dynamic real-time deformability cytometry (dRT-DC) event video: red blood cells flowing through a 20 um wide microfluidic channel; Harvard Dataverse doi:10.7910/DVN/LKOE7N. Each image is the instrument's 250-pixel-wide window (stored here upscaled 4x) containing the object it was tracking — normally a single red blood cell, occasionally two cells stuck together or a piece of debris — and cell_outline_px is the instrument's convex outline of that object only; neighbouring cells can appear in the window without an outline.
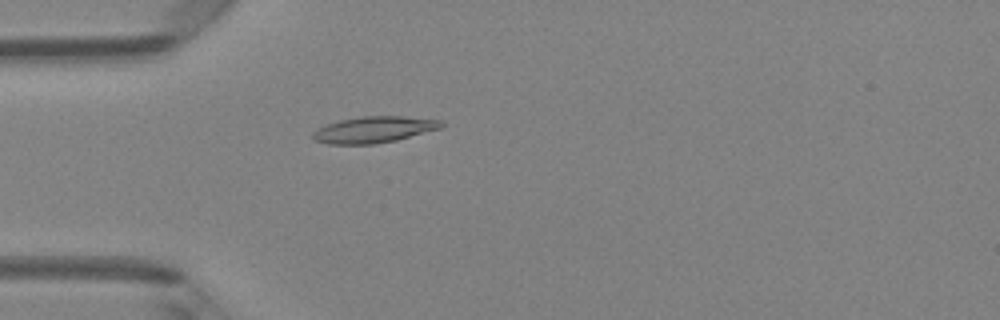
{"species": "Egyptian fruit bat (a non-hibernating species)", "species_latin": "Rousettus aegyptiacus", "temperature_condition": "room temperature", "stored_images_in_passage": 50, "camera_frame_rate_fps": 3000, "um_per_image_px": 0.085, "animal": {"sex": "female"}, "frame": {"image": 1, "passage_image": 15, "time_ms": 4.667, "image_size_px": [1000, 320], "cell_outline_px": [[444, 124], [440, 128], [396, 140], [376, 144], [328, 144], [316, 140], [312, 136], [312, 132], [328, 124], [340, 120], [360, 116], [400, 116], [440, 120]], "centroid_in_image_um": [31.77, 11.02], "position_along_channel_um": 53.2, "area_um2": 19.42}}
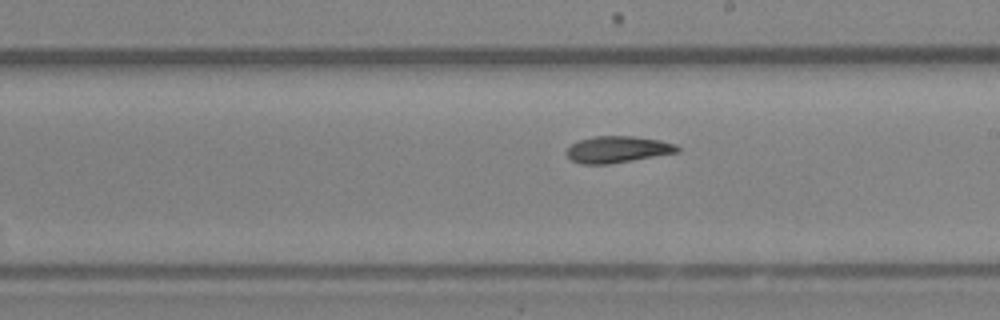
{"frame": {"image": 2, "passage_image": 29, "time_ms": 9.333, "image_size_px": [1000, 320], "cell_outline_px": [[680, 152], [608, 164], [580, 164], [572, 160], [564, 152], [572, 144], [580, 140], [592, 136], [632, 136], [660, 140], [676, 144], [680, 148]], "centroid_in_image_um": [52.5, 12.7], "position_along_channel_um": 236.5, "area_um2": 17.17}}
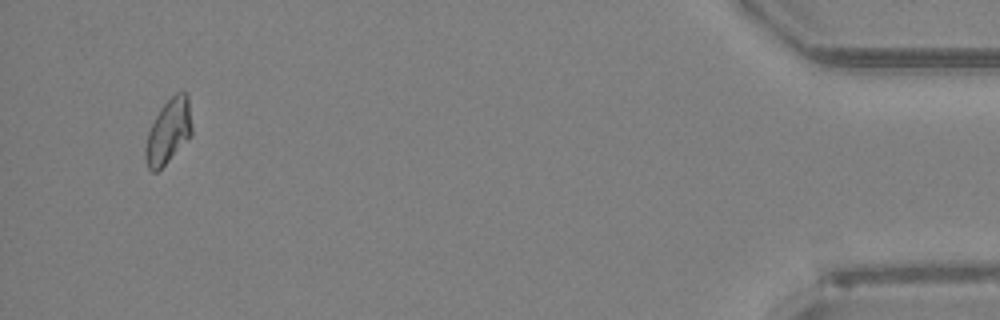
{"frame": {"image": 3, "passage_image": 48, "time_ms": 15.667, "image_size_px": [1000, 320], "cell_outline_px": [[192, 132], [168, 160], [156, 172], [152, 172], [148, 168], [144, 156], [144, 148], [148, 132], [160, 108], [176, 92], [188, 92], [192, 128]], "centroid_in_image_um": [14.3, 11.13], "position_along_channel_um": 420.9, "area_um2": 17.11}, "authors_computed_cell_mechanics": {"area_um2": 17.3111, "velocity_mm_per_s": 4.1277, "shape_relaxation_time_tau1_ms": null, "shape_relaxation_time_tau2_ms": 4.0262, "deformation_change_tau1": null, "deformation_change_tau2": 0.0844}}